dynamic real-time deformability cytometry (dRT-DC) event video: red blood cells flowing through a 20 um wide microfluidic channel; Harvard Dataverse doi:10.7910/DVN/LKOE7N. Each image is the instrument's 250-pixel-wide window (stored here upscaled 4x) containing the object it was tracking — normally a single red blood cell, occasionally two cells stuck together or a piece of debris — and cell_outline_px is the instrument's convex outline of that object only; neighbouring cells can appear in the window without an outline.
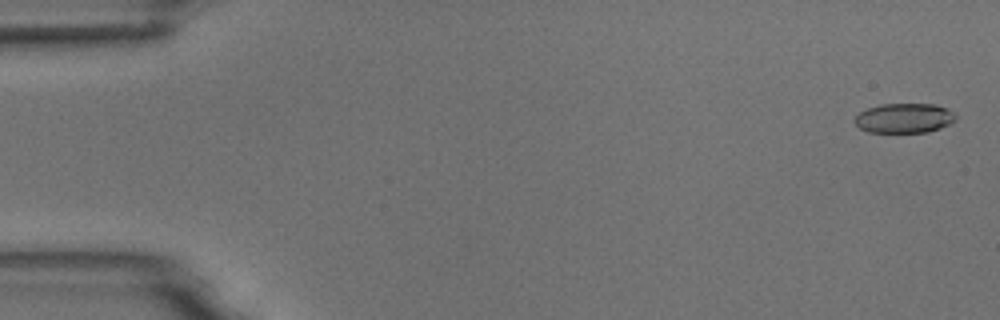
{"species": "common noctule bat (a hibernating species)", "species_latin": "Nyctalus noctula", "temperature_condition": "room temperature", "stored_images_in_passage": 55, "camera_frame_rate_fps": 3000, "um_per_image_px": 0.085, "animal": {"sex": "male", "body_mass_g": 18.8}, "frame": {"image": 1, "passage_image": 2, "time_ms": 0.333, "image_size_px": [1000, 320], "cell_outline_px": [[956, 120], [940, 128], [928, 132], [868, 132], [860, 128], [852, 120], [860, 112], [868, 108], [880, 104], [936, 104], [948, 108], [956, 116]], "centroid_in_image_um": [76.86, 10.03], "position_along_channel_um": 8.1, "area_um2": 17.51}}
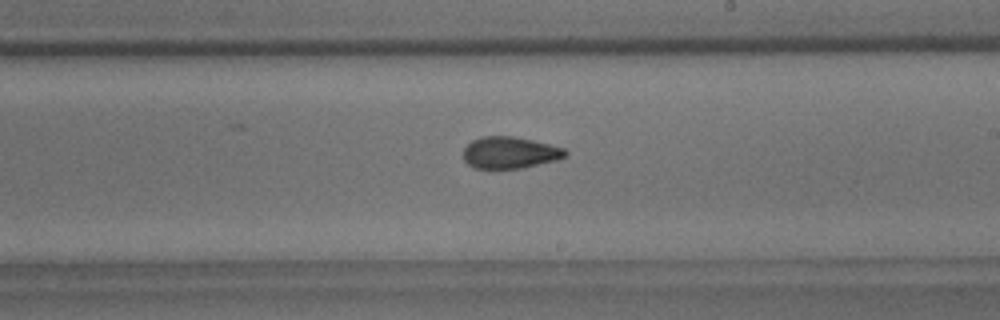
{"frame": {"image": 2, "passage_image": 32, "time_ms": 10.333, "image_size_px": [1000, 320], "cell_outline_px": [[568, 156], [556, 160], [520, 168], [472, 168], [464, 160], [464, 148], [472, 140], [480, 136], [512, 136], [532, 140], [564, 148], [568, 152]], "centroid_in_image_um": [43.33, 12.97], "position_along_channel_um": 245.7, "area_um2": 18.79}}
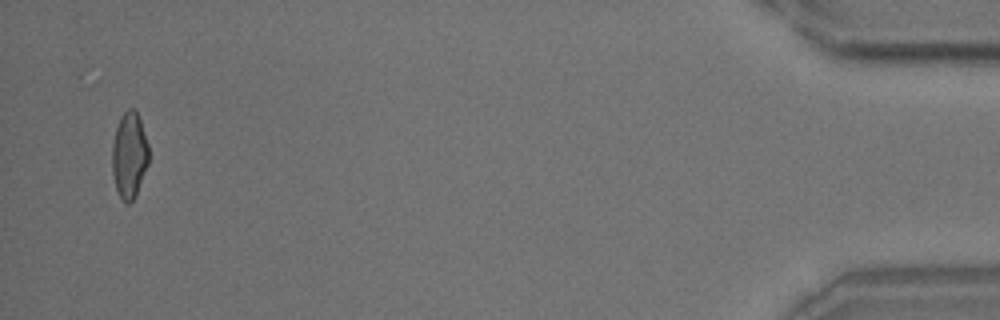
{"frame": {"image": 3, "passage_image": 53, "time_ms": 17.333, "image_size_px": [1000, 320], "cell_outline_px": [[148, 164], [136, 196], [128, 204], [124, 204], [116, 188], [112, 172], [112, 144], [116, 128], [120, 116], [128, 108], [132, 108], [136, 112], [140, 120], [148, 144]], "centroid_in_image_um": [10.98, 13.21], "position_along_channel_um": 424.2, "area_um2": 18.38}, "authors_computed_cell_mechanics": {"area_um2": 18.9006, "velocity_mm_per_s": 3.7438, "shape_relaxation_time_tau1_ms": 8.0458, "shape_relaxation_time_tau2_ms": 1.7747, "deformation_change_tau1": 0.1871, "deformation_change_tau2": 0.0702}}